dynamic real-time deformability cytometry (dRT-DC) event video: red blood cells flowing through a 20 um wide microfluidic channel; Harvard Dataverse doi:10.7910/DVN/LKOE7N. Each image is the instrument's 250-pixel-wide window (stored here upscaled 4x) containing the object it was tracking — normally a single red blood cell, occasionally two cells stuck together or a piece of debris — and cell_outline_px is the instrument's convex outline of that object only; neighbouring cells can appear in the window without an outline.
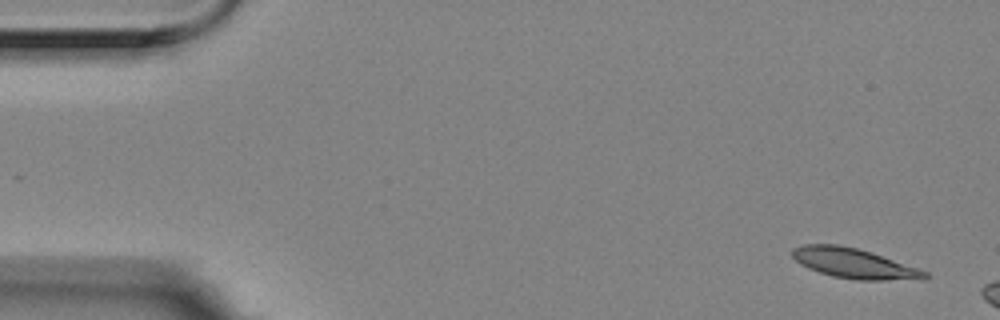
{"species": "Egyptian fruit bat (a non-hibernating species)", "species_latin": "Rousettus aegyptiacus", "temperature_condition": "room temperature", "stored_images_in_passage": 3, "camera_frame_rate_fps": 3000, "um_per_image_px": 0.085, "animal": {"sex": "female"}, "frame": {"image": 1, "passage_image": 1, "time_ms": 0.0, "image_size_px": [1000, 320], "cell_outline_px": [[928, 276], [924, 280], [856, 280], [832, 276], [808, 268], [800, 264], [792, 256], [792, 248], [804, 244], [836, 244], [856, 248], [872, 252], [928, 272]], "centroid_in_image_um": [72.6, 22.39], "position_along_channel_um": 12.4, "area_um2": 23.18}}